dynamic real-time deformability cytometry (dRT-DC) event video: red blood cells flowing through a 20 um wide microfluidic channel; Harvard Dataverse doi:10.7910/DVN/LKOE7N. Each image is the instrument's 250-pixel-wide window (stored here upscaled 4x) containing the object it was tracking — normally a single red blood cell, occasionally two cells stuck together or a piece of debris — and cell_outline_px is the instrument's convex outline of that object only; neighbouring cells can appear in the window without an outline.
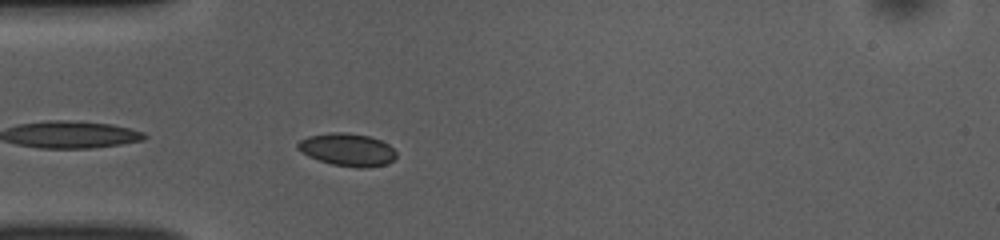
{"species": "common noctule bat (a hibernating species)", "species_latin": "Nyctalus noctula", "temperature_condition": "room temperature", "stored_images_in_passage": 18, "camera_frame_rate_fps": 3000, "um_per_image_px": 0.085, "animal": {"sex": "female", "body_mass_g": 10.0, "forearm_length_mm": 53.1}, "frame": {"image": 1, "passage_image": 2, "time_ms": 0.333, "image_size_px": [1000, 240], "cell_outline_px": [[396, 156], [388, 164], [364, 168], [356, 168], [332, 164], [308, 156], [296, 148], [296, 144], [300, 140], [308, 136], [328, 132], [344, 132], [368, 136], [380, 140], [388, 144], [396, 152]], "centroid_in_image_um": [29.51, 12.72], "position_along_channel_um": 55.5, "area_um2": 18.79}}
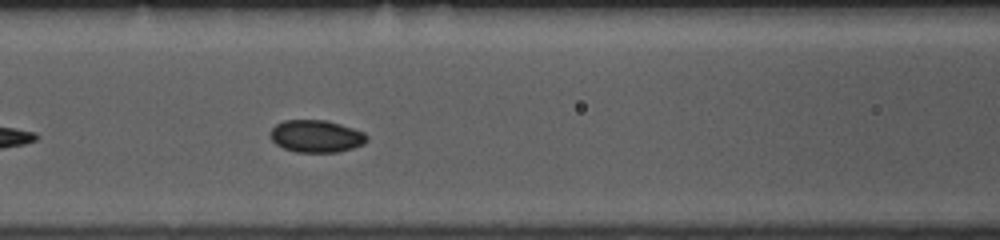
{"frame": {"image": 2, "passage_image": 9, "time_ms": 2.667, "image_size_px": [1000, 240], "cell_outline_px": [[368, 140], [364, 144], [352, 148], [336, 152], [296, 152], [284, 148], [276, 144], [272, 140], [272, 128], [276, 124], [284, 120], [324, 120], [340, 124], [364, 132], [368, 136]], "centroid_in_image_um": [26.9, 11.58], "position_along_channel_um": 139.7, "area_um2": 18.03}}
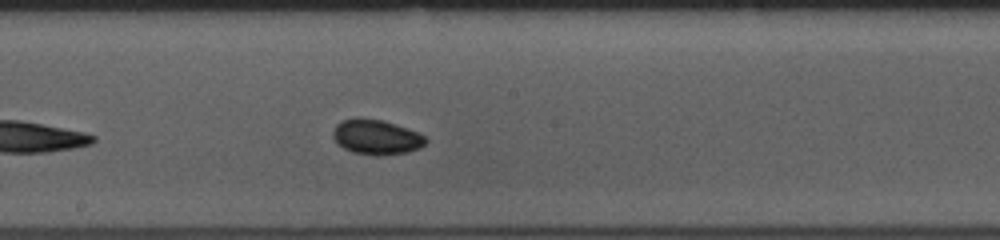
{"frame": {"image": 3, "passage_image": 15, "time_ms": 4.667, "image_size_px": [1000, 240], "cell_outline_px": [[428, 140], [420, 148], [408, 152], [380, 156], [376, 156], [352, 152], [336, 144], [332, 136], [332, 132], [336, 124], [340, 120], [384, 120], [396, 124], [416, 132], [424, 136]], "centroid_in_image_um": [31.98, 11.69], "position_along_channel_um": 216.2, "area_um2": 18.67}}